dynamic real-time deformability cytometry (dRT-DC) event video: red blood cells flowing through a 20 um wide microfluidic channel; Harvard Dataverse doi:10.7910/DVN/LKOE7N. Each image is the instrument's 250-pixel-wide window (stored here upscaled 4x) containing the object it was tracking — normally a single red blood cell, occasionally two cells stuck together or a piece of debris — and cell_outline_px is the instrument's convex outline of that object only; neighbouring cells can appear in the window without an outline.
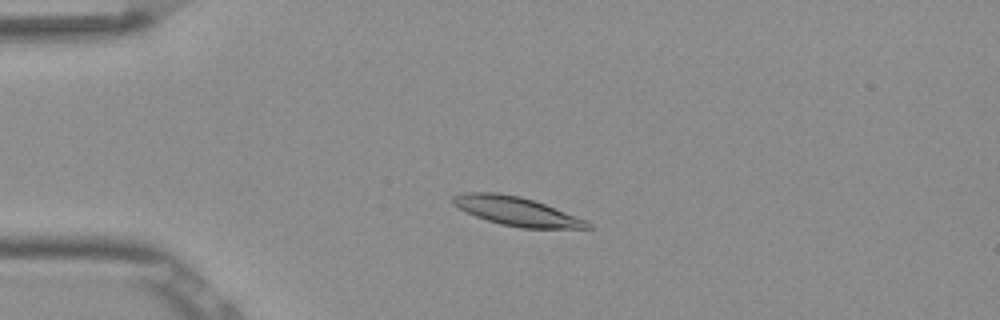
{"species": "Egyptian fruit bat (a non-hibernating species)", "species_latin": "Rousettus aegyptiacus", "temperature_condition": "room temperature", "stored_images_in_passage": 52, "camera_frame_rate_fps": 3000, "um_per_image_px": 0.085, "frame": {"image": 1, "passage_image": 12, "time_ms": 3.667, "image_size_px": [1000, 320], "cell_outline_px": [[592, 228], [520, 228], [500, 224], [476, 216], [452, 204], [452, 196], [464, 192], [496, 192], [520, 196], [544, 204], [588, 220], [592, 224]], "centroid_in_image_um": [43.92, 17.95], "position_along_channel_um": 41.1, "area_um2": 22.48}}
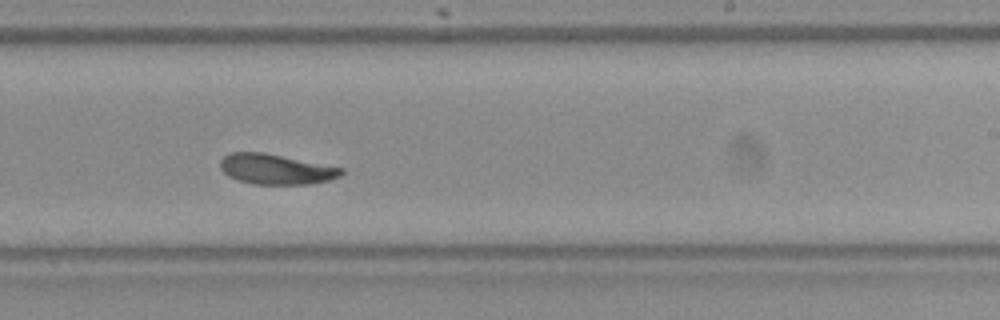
{"frame": {"image": 2, "passage_image": 32, "time_ms": 10.333, "image_size_px": [1000, 320], "cell_outline_px": [[344, 172], [340, 176], [328, 180], [312, 184], [252, 184], [236, 180], [228, 176], [220, 168], [220, 160], [228, 152], [264, 152], [344, 168]], "centroid_in_image_um": [23.43, 14.38], "position_along_channel_um": 265.6, "area_um2": 21.5}}
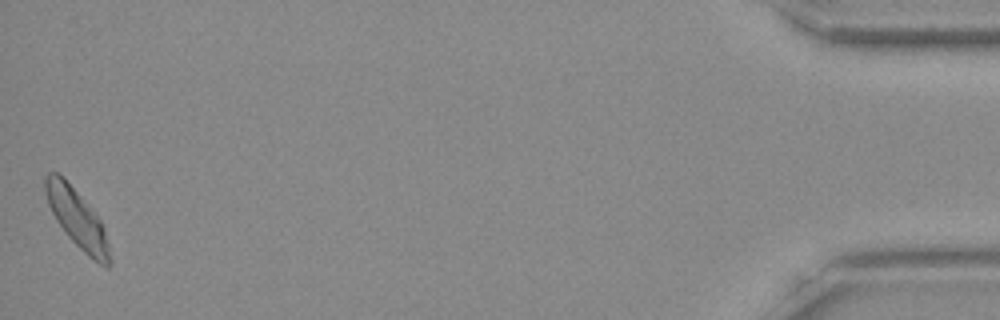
{"frame": {"image": 3, "passage_image": 52, "time_ms": 17.0, "image_size_px": [1000, 320], "cell_outline_px": [[112, 264], [108, 268], [104, 268], [88, 256], [68, 236], [56, 220], [48, 204], [44, 192], [44, 176], [48, 172], [56, 172], [80, 196], [100, 220], [104, 228], [112, 260]], "centroid_in_image_um": [6.56, 18.64], "position_along_channel_um": 428.6, "area_um2": 21.5}, "authors_computed_cell_mechanics": {"area_um2": 21.9351, "velocity_mm_per_s": 3.8178, "shape_relaxation_time_tau1_ms": 4.1529, "shape_relaxation_time_tau2_ms": 3.934, "deformation_change_tau1": 0.123, "deformation_change_tau2": 0.0791}}